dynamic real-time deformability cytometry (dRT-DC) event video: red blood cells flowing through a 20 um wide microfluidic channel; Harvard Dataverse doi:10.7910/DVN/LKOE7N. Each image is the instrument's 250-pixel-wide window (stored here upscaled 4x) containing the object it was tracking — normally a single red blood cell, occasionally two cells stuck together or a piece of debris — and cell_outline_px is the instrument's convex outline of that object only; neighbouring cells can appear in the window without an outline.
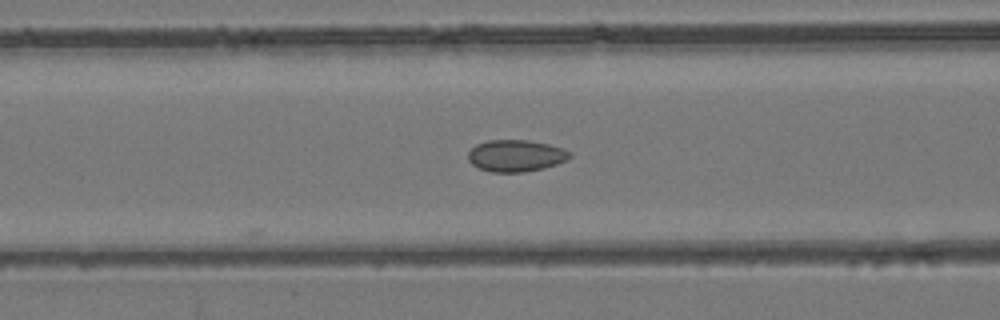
{"species": "common noctule bat (a hibernating species)", "species_latin": "Nyctalus noctula", "temperature_condition": "room temperature", "stored_images_in_passage": 15, "camera_frame_rate_fps": 3000, "um_per_image_px": 0.085, "animal": {"sex": "female", "body_mass_g": 24.6, "forearm_length_mm": 56.2}, "frame": {"image": 1, "passage_image": 5, "time_ms": 1.333, "image_size_px": [1000, 320], "cell_outline_px": [[572, 156], [568, 160], [544, 168], [524, 172], [488, 172], [472, 164], [468, 160], [468, 152], [476, 144], [488, 140], [528, 140], [548, 144], [572, 152]], "centroid_in_image_um": [43.85, 13.24], "position_along_channel_um": 122.8, "area_um2": 18.9}}
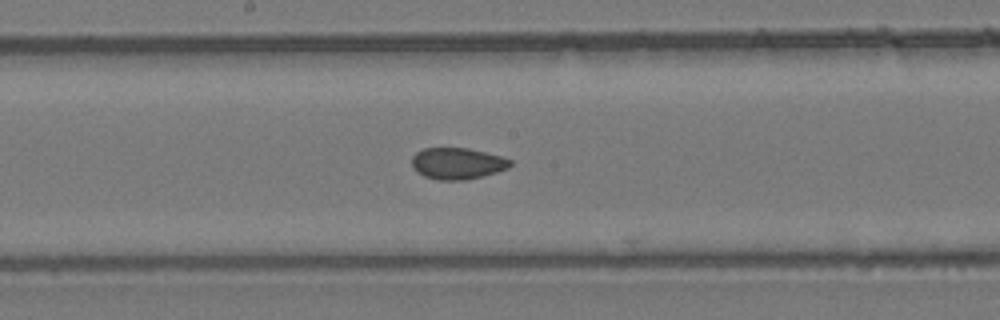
{"frame": {"image": 2, "passage_image": 11, "time_ms": 3.333, "image_size_px": [1000, 320], "cell_outline_px": [[512, 164], [508, 168], [496, 172], [464, 180], [436, 180], [424, 176], [416, 172], [412, 168], [412, 156], [416, 152], [424, 148], [468, 148], [500, 156], [512, 160]], "centroid_in_image_um": [38.84, 13.89], "position_along_channel_um": 209.4, "area_um2": 18.03}}
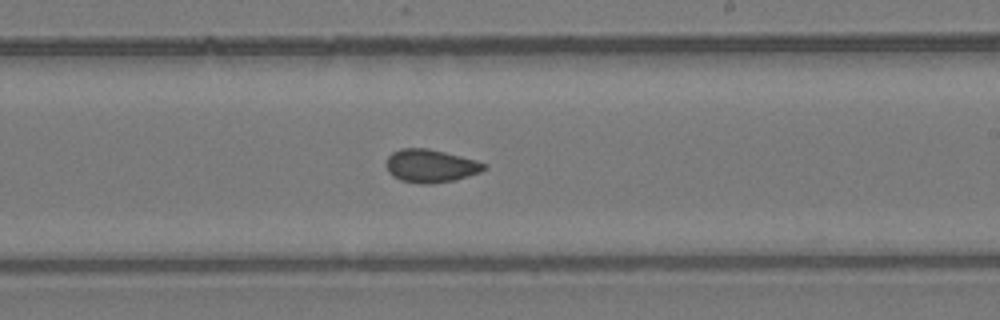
{"frame": {"image": 3, "passage_image": 14, "time_ms": 4.333, "image_size_px": [1000, 320], "cell_outline_px": [[488, 168], [480, 172], [468, 176], [452, 180], [432, 184], [424, 184], [400, 180], [392, 176], [388, 172], [384, 164], [388, 156], [392, 152], [400, 148], [428, 148], [476, 160], [488, 164]], "centroid_in_image_um": [36.58, 14.09], "position_along_channel_um": 252.4, "area_um2": 19.02}}